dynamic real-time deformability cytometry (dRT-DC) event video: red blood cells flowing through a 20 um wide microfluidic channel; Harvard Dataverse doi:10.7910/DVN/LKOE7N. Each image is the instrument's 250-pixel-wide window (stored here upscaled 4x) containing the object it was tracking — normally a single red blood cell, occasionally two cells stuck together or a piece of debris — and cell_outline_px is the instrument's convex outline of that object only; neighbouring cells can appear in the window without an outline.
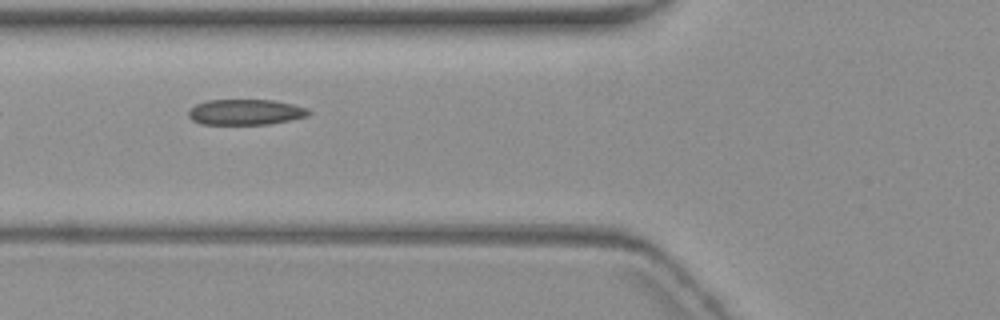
{"species": "common noctule bat (a hibernating species)", "species_latin": "Nyctalus noctula", "temperature_condition": "warm", "stored_images_in_passage": 9, "camera_frame_rate_fps": 3000, "um_per_image_px": 0.085, "animal": {"sex": "female", "body_mass_g": 19.3, "forearm_length_mm": 54.1}, "frame": {"image": 1, "passage_image": 6, "time_ms": 7.0, "image_size_px": [1000, 320], "cell_outline_px": [[312, 112], [308, 116], [268, 124], [200, 124], [192, 120], [188, 116], [188, 112], [196, 104], [208, 100], [272, 100], [292, 104], [308, 108]], "centroid_in_image_um": [20.87, 9.53], "position_along_channel_um": 104.9, "area_um2": 17.86}}
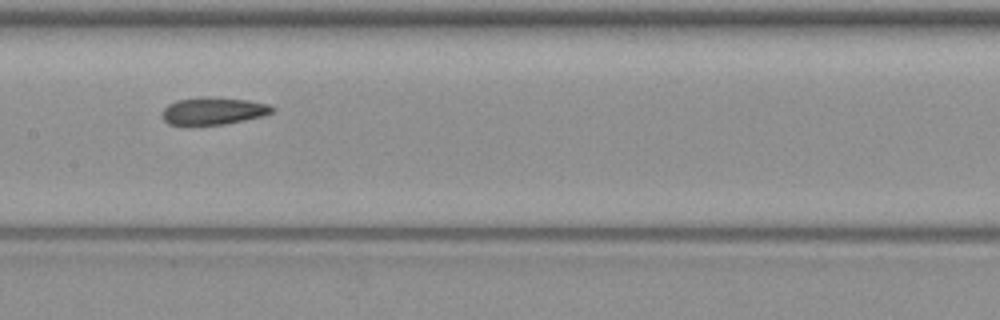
{"frame": {"image": 2, "passage_image": 8, "time_ms": 9.333, "image_size_px": [1000, 320], "cell_outline_px": [[276, 112], [264, 116], [224, 124], [168, 124], [164, 120], [160, 112], [168, 104], [176, 100], [200, 96], [204, 96], [248, 100], [268, 104], [276, 108]], "centroid_in_image_um": [18.15, 9.41], "position_along_channel_um": 189.2, "area_um2": 17.69}}
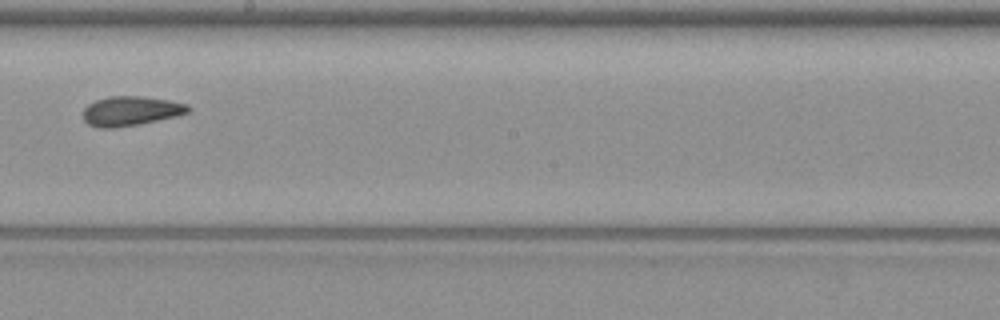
{"frame": {"image": 3, "passage_image": 9, "time_ms": 10.667, "image_size_px": [1000, 320], "cell_outline_px": [[192, 108], [188, 112], [176, 116], [140, 124], [112, 128], [100, 128], [88, 124], [84, 120], [84, 108], [88, 104], [96, 100], [108, 96], [140, 96], [168, 100], [188, 104]], "centroid_in_image_um": [11.12, 9.43], "position_along_channel_um": 237.1, "area_um2": 18.03}}